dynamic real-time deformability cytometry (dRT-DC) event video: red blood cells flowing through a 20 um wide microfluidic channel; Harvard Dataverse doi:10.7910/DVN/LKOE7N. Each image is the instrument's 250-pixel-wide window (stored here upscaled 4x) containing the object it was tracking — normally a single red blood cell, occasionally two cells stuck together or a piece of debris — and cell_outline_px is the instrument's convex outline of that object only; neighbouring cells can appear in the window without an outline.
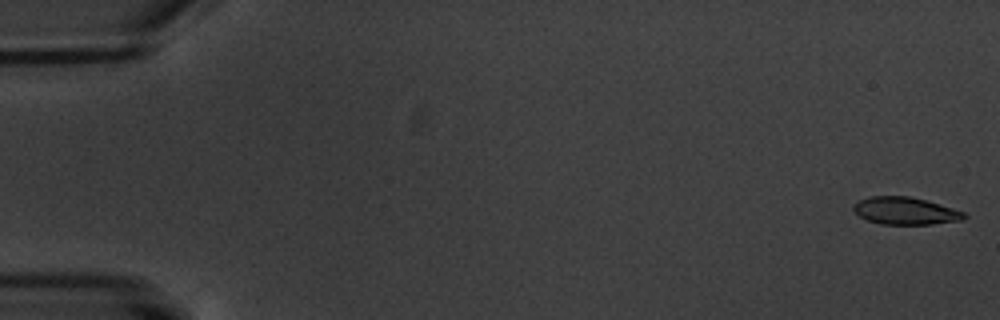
{"species": "common noctule bat (a hibernating species)", "species_latin": "Nyctalus noctula", "temperature_condition": "warm", "stored_images_in_passage": 7, "camera_frame_rate_fps": 3000, "um_per_image_px": 0.085, "animal": {"sex": "male", "body_mass_g": 20.1, "forearm_length_mm": 53.5}, "frame": {"image": 1, "passage_image": 1, "time_ms": 0.0, "image_size_px": [1000, 320], "cell_outline_px": [[968, 216], [964, 220], [932, 224], [880, 224], [868, 220], [860, 216], [852, 208], [852, 204], [868, 196], [908, 196], [924, 200], [952, 208], [964, 212]], "centroid_in_image_um": [76.94, 17.93], "position_along_channel_um": 8.1, "area_um2": 17.57}}